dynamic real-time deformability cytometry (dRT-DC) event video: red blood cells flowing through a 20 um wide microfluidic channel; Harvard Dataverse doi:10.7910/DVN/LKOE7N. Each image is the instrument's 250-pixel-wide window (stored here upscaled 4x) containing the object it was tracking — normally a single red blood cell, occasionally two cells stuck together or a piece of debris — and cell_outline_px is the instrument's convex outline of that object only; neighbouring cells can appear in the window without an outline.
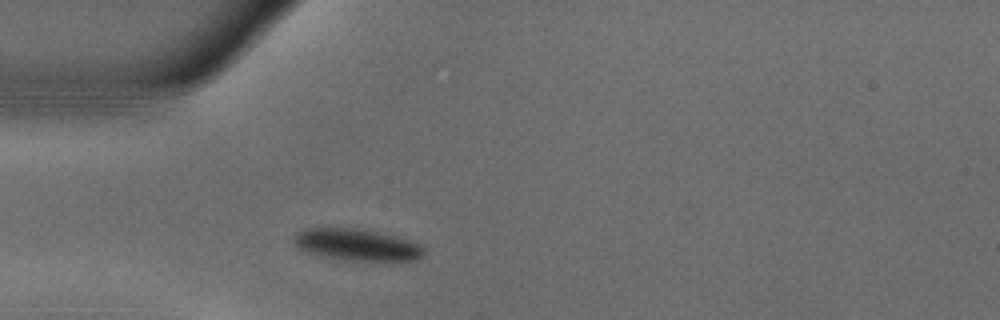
{"species": "common noctule bat (a hibernating species)", "species_latin": "Nyctalus noctula", "temperature_condition": "warm", "stored_images_in_passage": 45, "camera_frame_rate_fps": 3000, "um_per_image_px": 0.085, "animal": {"sex": "male", "body_mass_g": 18.8}, "frame": {"image": 1, "passage_image": 6, "time_ms": 1.667, "image_size_px": [1000, 320], "cell_outline_px": [[424, 252], [416, 260], [352, 260], [320, 256], [308, 252], [300, 248], [292, 240], [292, 236], [296, 232], [304, 228], [356, 228], [396, 236], [420, 244], [424, 248]], "centroid_in_image_um": [30.29, 20.79], "position_along_channel_um": 54.7, "area_um2": 23.76}}
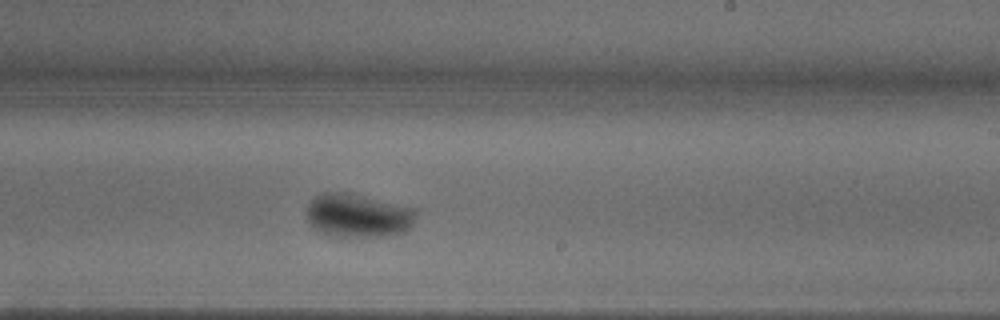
{"frame": {"image": 2, "passage_image": 23, "time_ms": 7.333, "image_size_px": [1000, 320], "cell_outline_px": [[420, 212], [412, 224], [404, 232], [380, 236], [336, 236], [324, 232], [316, 228], [308, 220], [308, 204], [316, 196], [324, 192], [348, 192], [416, 208]], "centroid_in_image_um": [30.5, 18.29], "position_along_channel_um": 258.5, "area_um2": 27.51}}
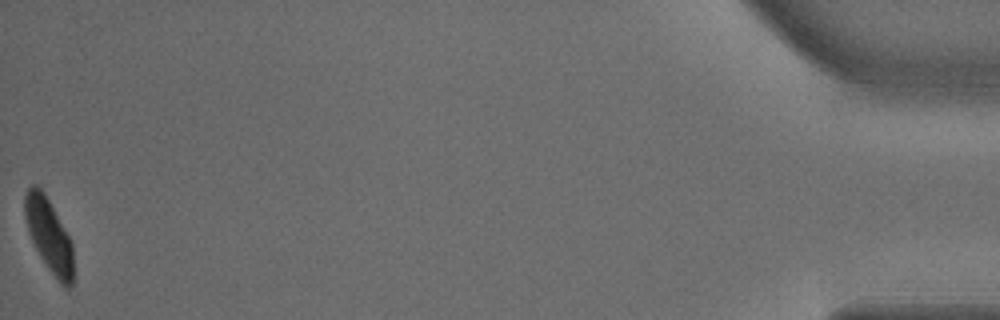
{"frame": {"image": 3, "passage_image": 45, "time_ms": 14.667, "image_size_px": [1000, 320], "cell_outline_px": [[72, 284], [68, 288], [64, 288], [60, 284], [48, 268], [40, 256], [28, 232], [24, 216], [24, 196], [28, 188], [32, 184], [36, 184], [44, 192], [72, 240]], "centroid_in_image_um": [4.15, 19.97], "position_along_channel_um": 431.1, "area_um2": 20.75}, "authors_computed_cell_mechanics": {"area_um2": 24.6806, "velocity_mm_per_s": 3.6974, "shape_relaxation_time_tau1_ms": 4.512, "shape_relaxation_time_tau2_ms": null, "deformation_change_tau1": 0.1818, "deformation_change_tau2": null}}